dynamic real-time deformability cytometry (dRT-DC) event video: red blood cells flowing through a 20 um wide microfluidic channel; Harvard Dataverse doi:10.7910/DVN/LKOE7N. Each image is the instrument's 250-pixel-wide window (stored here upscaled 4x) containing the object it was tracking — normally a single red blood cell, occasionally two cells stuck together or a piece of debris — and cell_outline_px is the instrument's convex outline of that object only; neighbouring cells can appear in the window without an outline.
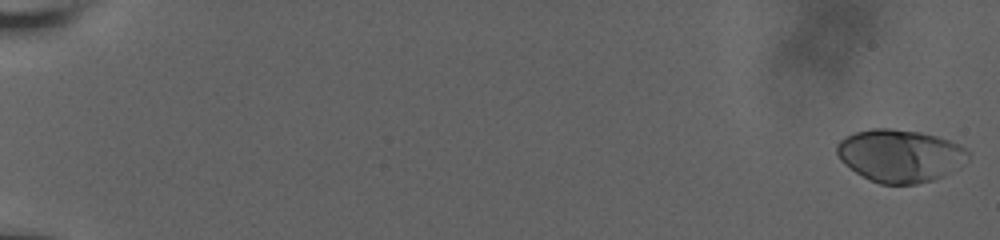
{"species": "human", "species_latin": "Homo sapiens", "temperature_condition": "room temperature", "stored_images_in_passage": 59, "camera_frame_rate_fps": 3000, "um_per_image_px": 0.085, "donor": {"sex": "male"}, "frame": {"image": 1, "passage_image": 1, "time_ms": 0.0, "image_size_px": [1000, 240], "cell_outline_px": [[972, 152], [968, 160], [944, 176], [932, 180], [916, 184], [880, 184], [856, 172], [844, 164], [840, 160], [836, 152], [836, 144], [840, 140], [856, 132], [872, 128], [892, 128], [920, 132], [936, 136], [948, 140]], "centroid_in_image_um": [76.5, 13.23], "position_along_channel_um": 8.5, "area_um2": 40.17}}
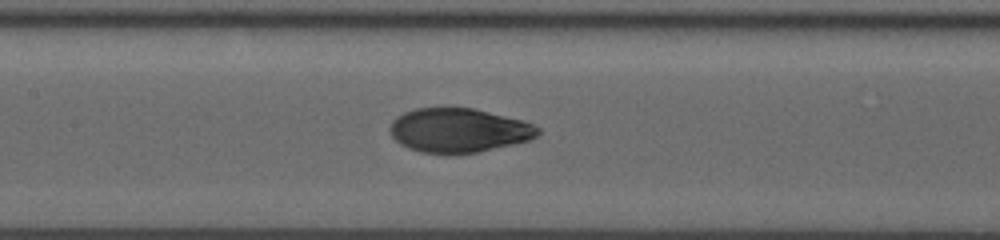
{"frame": {"image": 2, "passage_image": 30, "time_ms": 10.0, "image_size_px": [1000, 240], "cell_outline_px": [[540, 132], [532, 140], [476, 152], [456, 156], [444, 156], [420, 152], [408, 148], [400, 144], [392, 136], [388, 128], [392, 120], [396, 116], [404, 112], [416, 108], [472, 108], [524, 120], [540, 128]], "centroid_in_image_um": [38.96, 11.11], "position_along_channel_um": 168.4, "area_um2": 38.78}}
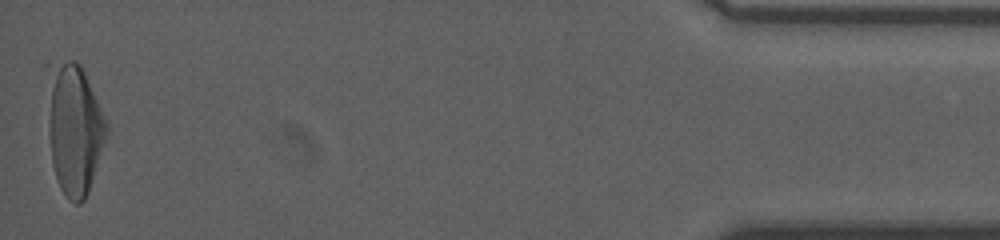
{"frame": {"image": 3, "passage_image": 59, "time_ms": 19.0, "image_size_px": [1000, 240], "cell_outline_px": [[108, 136], [88, 192], [84, 200], [80, 204], [76, 204], [68, 200], [60, 188], [56, 180], [52, 164], [44, 64], [68, 60], [76, 60], [80, 64], [84, 72], [108, 124]], "centroid_in_image_um": [6.28, 10.89], "position_along_channel_um": 428.9, "area_um2": 45.89}, "authors_computed_cell_mechanics": {"area_um2": 39.1306, "velocity_mm_per_s": 3.7915, "shape_relaxation_time_tau1_ms": 4.1727, "shape_relaxation_time_tau2_ms": 0.7867, "deformation_change_tau1": 0.19, "deformation_change_tau2": 0.0467}}